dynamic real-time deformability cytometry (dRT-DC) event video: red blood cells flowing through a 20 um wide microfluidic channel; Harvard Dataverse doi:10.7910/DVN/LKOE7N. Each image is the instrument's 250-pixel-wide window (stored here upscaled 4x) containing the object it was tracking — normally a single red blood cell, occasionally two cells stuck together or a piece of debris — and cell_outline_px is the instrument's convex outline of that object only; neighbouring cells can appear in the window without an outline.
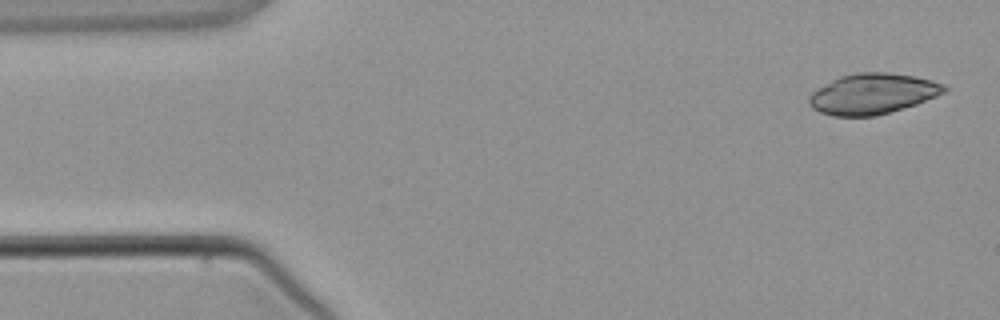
{"species": "common noctule bat (a hibernating species)", "species_latin": "Nyctalus noctula", "temperature_condition": "warm", "stored_images_in_passage": 3, "camera_frame_rate_fps": 3000, "um_per_image_px": 0.085, "animal": {"sex": "male", "body_mass_g": 21.5, "forearm_length_mm": 52.0}, "frame": {"image": 1, "passage_image": 1, "time_ms": 0.0, "image_size_px": [1000, 320], "cell_outline_px": [[948, 88], [944, 92], [936, 96], [916, 104], [876, 116], [832, 116], [820, 112], [812, 108], [808, 104], [808, 96], [812, 92], [832, 80], [840, 76], [856, 72], [888, 72], [912, 76], [932, 80], [944, 84]], "centroid_in_image_um": [74.15, 7.97], "position_along_channel_um": 10.9, "area_um2": 31.91}}